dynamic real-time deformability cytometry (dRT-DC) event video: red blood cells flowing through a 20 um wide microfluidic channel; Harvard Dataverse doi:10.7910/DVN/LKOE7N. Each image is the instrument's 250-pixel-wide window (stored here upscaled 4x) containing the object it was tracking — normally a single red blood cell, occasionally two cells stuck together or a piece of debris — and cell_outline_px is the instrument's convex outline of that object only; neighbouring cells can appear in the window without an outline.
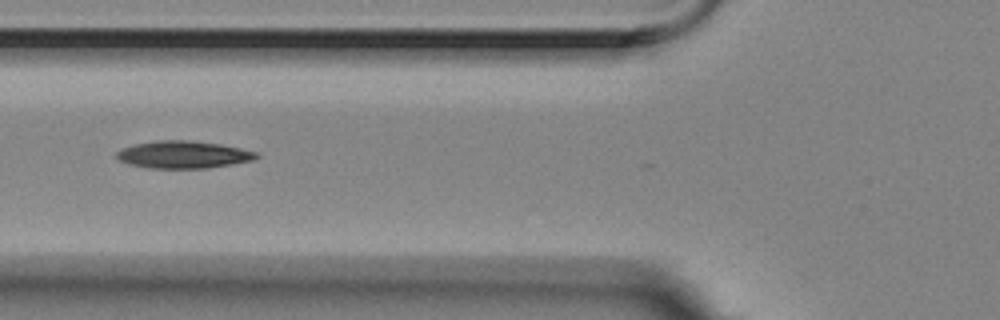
{"species": "Egyptian fruit bat (a non-hibernating species)", "species_latin": "Rousettus aegyptiacus", "temperature_condition": "room temperature", "stored_images_in_passage": 10, "camera_frame_rate_fps": 3000, "um_per_image_px": 0.085, "animal": {"sex": "female"}, "frame": {"image": 1, "passage_image": 2, "time_ms": 0.333, "image_size_px": [1000, 320], "cell_outline_px": [[260, 156], [252, 160], [232, 164], [208, 168], [148, 168], [128, 164], [120, 160], [116, 156], [116, 152], [124, 148], [136, 144], [156, 140], [188, 140], [220, 144], [240, 148], [256, 152]], "centroid_in_image_um": [15.58, 13.14], "position_along_channel_um": 110.2, "area_um2": 22.14}}
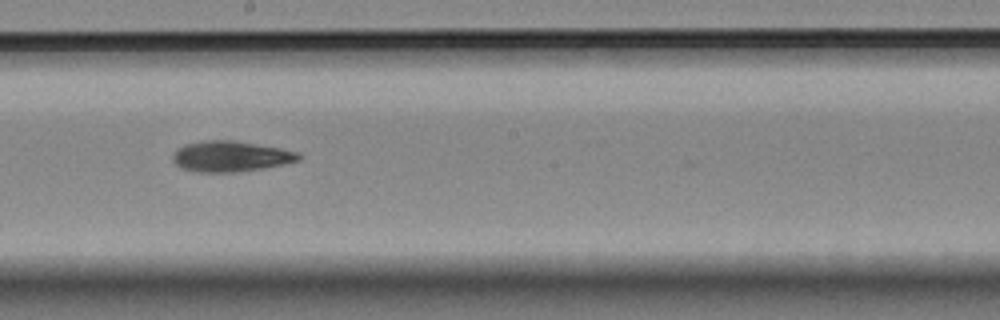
{"frame": {"image": 2, "passage_image": 5, "time_ms": 1.333, "image_size_px": [1000, 320], "cell_outline_px": [[300, 160], [260, 168], [232, 172], [196, 172], [184, 168], [176, 164], [172, 160], [172, 156], [176, 148], [184, 144], [204, 140], [232, 140], [280, 148], [296, 152], [300, 156]], "centroid_in_image_um": [19.52, 13.27], "position_along_channel_um": 228.7, "area_um2": 22.14}}
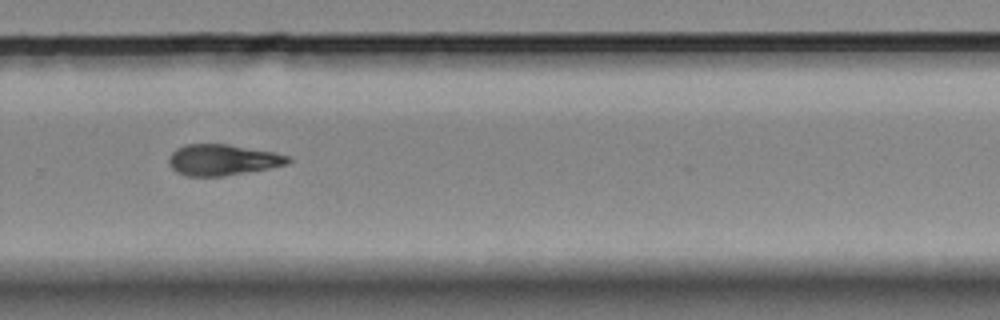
{"frame": {"image": 3, "passage_image": 7, "time_ms": 2.0, "image_size_px": [1000, 320], "cell_outline_px": [[292, 160], [288, 164], [268, 168], [224, 176], [188, 176], [176, 172], [168, 164], [168, 160], [172, 152], [176, 148], [184, 144], [228, 144], [272, 152], [288, 156]], "centroid_in_image_um": [18.88, 13.59], "position_along_channel_um": 310.9, "area_um2": 21.44}}